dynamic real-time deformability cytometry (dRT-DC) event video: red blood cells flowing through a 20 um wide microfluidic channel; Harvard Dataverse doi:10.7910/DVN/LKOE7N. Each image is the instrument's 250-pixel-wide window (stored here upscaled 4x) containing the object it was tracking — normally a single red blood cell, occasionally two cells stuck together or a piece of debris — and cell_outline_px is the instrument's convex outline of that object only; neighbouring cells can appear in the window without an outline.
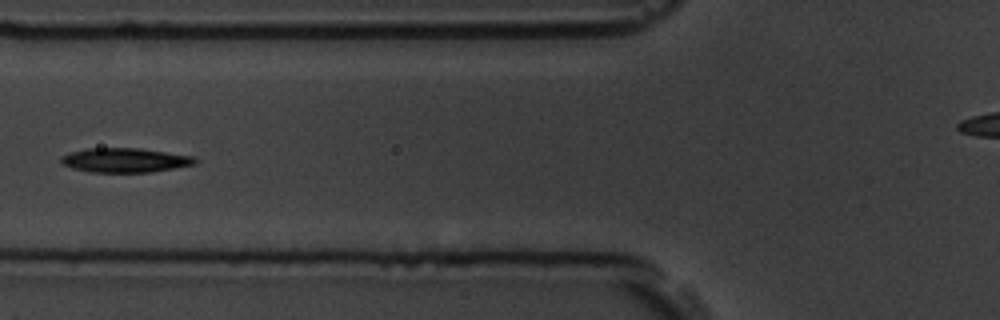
{"species": "common noctule bat (a hibernating species)", "species_latin": "Nyctalus noctula", "temperature_condition": "room temperature", "stored_images_in_passage": 6, "camera_frame_rate_fps": 3000, "um_per_image_px": 0.085, "animal": {"sex": "male", "body_mass_g": 19.5, "forearm_length_mm": 54.6}, "frame": {"image": 1, "passage_image": 5, "time_ms": 5.667, "image_size_px": [1000, 320], "cell_outline_px": [[200, 160], [196, 164], [152, 172], [92, 172], [72, 168], [60, 164], [60, 156], [72, 152], [88, 148], [140, 148], [196, 156]], "centroid_in_image_um": [10.67, 13.61], "position_along_channel_um": 115.1, "area_um2": 19.25}}
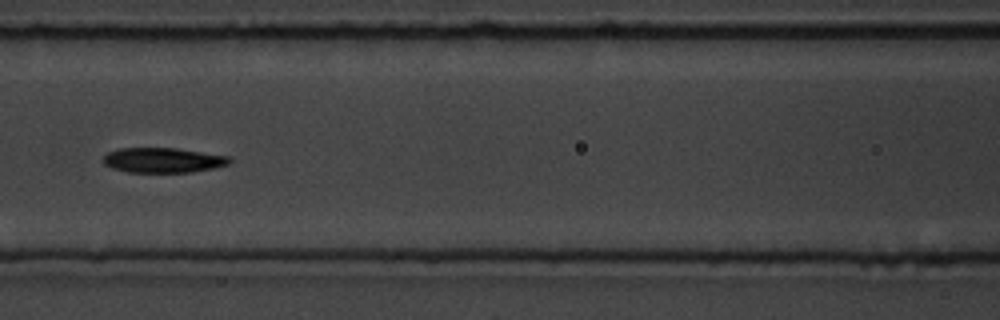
{"frame": {"image": 2, "passage_image": 6, "time_ms": 6.667, "image_size_px": [1000, 320], "cell_outline_px": [[232, 160], [228, 164], [212, 168], [192, 172], [128, 172], [112, 168], [104, 164], [104, 156], [108, 152], [116, 148], [176, 148], [228, 156]], "centroid_in_image_um": [13.83, 13.61], "position_along_channel_um": 152.8, "area_um2": 18.26}}